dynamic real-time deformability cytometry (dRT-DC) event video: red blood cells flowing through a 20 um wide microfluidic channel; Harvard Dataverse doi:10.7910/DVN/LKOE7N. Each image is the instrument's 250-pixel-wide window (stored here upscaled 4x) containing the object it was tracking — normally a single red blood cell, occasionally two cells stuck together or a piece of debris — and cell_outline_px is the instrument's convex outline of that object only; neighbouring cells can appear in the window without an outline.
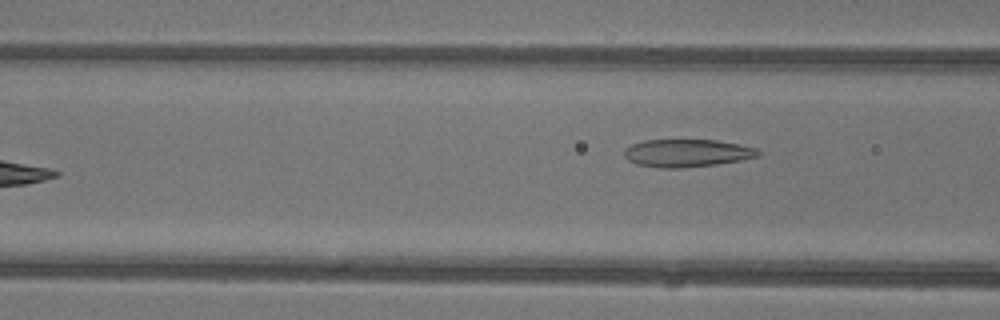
{"species": "common noctule bat (a hibernating species)", "species_latin": "Nyctalus noctula", "temperature_condition": "warm", "stored_images_in_passage": 6, "camera_frame_rate_fps": 3000, "um_per_image_px": 0.085, "animal": {"sex": "female"}, "frame": {"image": 1, "passage_image": 5, "time_ms": 1.333, "image_size_px": [1000, 320], "cell_outline_px": [[760, 156], [744, 160], [716, 164], [680, 168], [660, 168], [636, 164], [628, 160], [624, 156], [624, 148], [632, 144], [644, 140], [716, 140], [740, 144], [756, 148], [760, 152]], "centroid_in_image_um": [58.4, 13.01], "position_along_channel_um": 108.2, "area_um2": 21.79}}
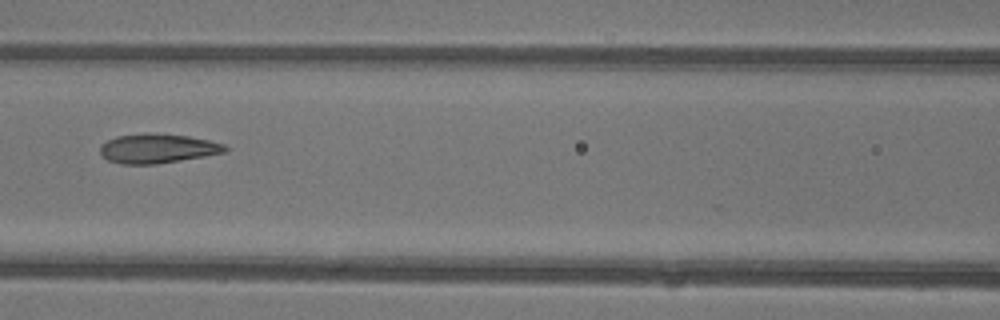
{"frame": {"image": 2, "passage_image": 6, "time_ms": 1.667, "image_size_px": [1000, 320], "cell_outline_px": [[228, 152], [156, 164], [120, 164], [108, 160], [100, 152], [100, 144], [116, 136], [144, 132], [188, 136], [208, 140], [224, 144], [228, 148]], "centroid_in_image_um": [13.38, 12.61], "position_along_channel_um": 153.2, "area_um2": 21.44}}